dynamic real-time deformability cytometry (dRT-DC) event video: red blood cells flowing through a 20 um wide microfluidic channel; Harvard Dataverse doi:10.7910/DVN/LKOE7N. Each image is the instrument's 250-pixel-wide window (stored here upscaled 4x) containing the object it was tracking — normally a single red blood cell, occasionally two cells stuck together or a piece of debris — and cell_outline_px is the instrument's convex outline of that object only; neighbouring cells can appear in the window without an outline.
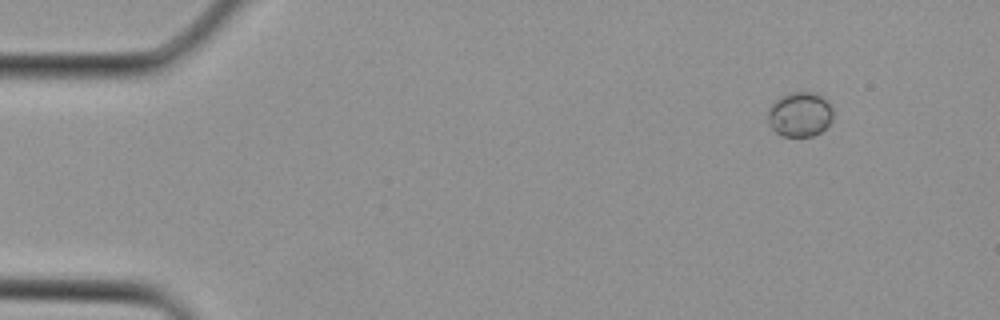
{"species": "Egyptian fruit bat (a non-hibernating species)", "species_latin": "Rousettus aegyptiacus", "temperature_condition": "cold", "stored_images_in_passage": 2, "camera_frame_rate_fps": 3000, "um_per_image_px": 0.085, "animal": {"sex": "female"}, "frame": {"image": 1, "passage_image": 2, "time_ms": 0.333, "image_size_px": [1000, 320], "cell_outline_px": [[832, 120], [820, 132], [812, 136], [784, 136], [776, 132], [772, 128], [768, 120], [768, 108], [780, 96], [788, 92], [816, 92], [824, 96], [832, 104]], "centroid_in_image_um": [68.01, 9.69], "position_along_channel_um": 17.0, "area_um2": 17.17}}